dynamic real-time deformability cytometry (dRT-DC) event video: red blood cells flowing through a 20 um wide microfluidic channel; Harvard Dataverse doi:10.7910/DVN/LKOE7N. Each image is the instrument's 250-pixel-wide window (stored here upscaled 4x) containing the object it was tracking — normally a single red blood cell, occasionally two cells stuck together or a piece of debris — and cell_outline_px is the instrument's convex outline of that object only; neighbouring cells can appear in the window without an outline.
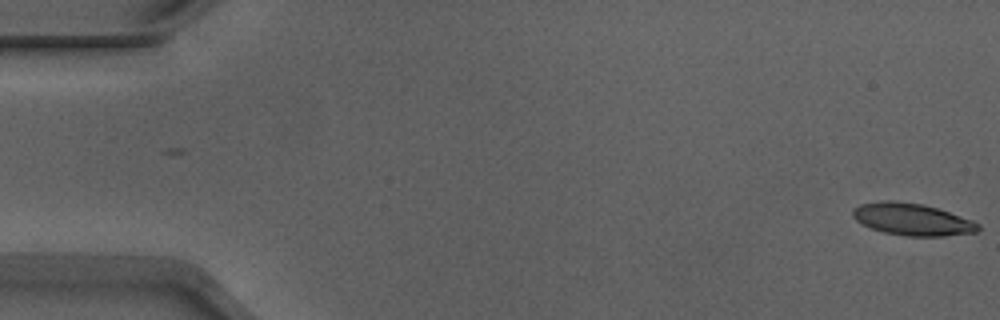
{"species": "Egyptian fruit bat (a non-hibernating species)", "species_latin": "Rousettus aegyptiacus", "temperature_condition": "warm", "stored_images_in_passage": 18, "camera_frame_rate_fps": 3000, "um_per_image_px": 0.085, "animal": {"sex": "male"}, "frame": {"image": 1, "passage_image": 1, "time_ms": 0.0, "image_size_px": [1000, 320], "cell_outline_px": [[980, 228], [976, 232], [944, 236], [908, 236], [884, 232], [860, 224], [852, 216], [852, 208], [860, 204], [884, 200], [888, 200], [924, 204], [972, 220], [980, 224]], "centroid_in_image_um": [77.5, 18.64], "position_along_channel_um": 7.5, "area_um2": 23.35}}
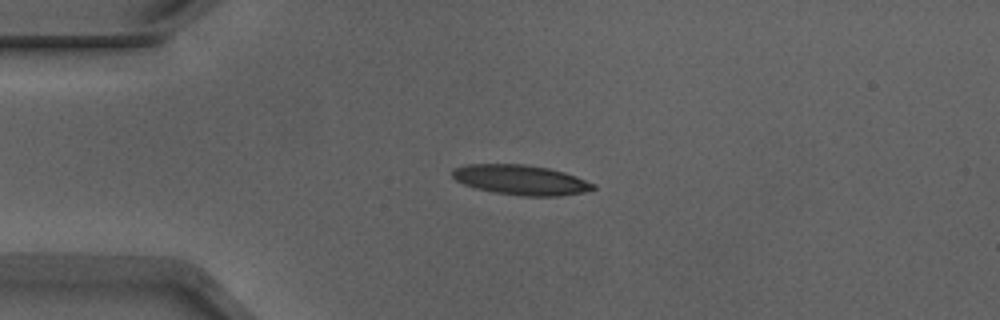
{"frame": {"image": 2, "passage_image": 13, "time_ms": 4.0, "image_size_px": [1000, 320], "cell_outline_px": [[596, 188], [584, 192], [560, 196], [524, 196], [492, 192], [476, 188], [464, 184], [456, 180], [452, 176], [452, 168], [468, 164], [520, 164], [548, 168], [564, 172], [576, 176], [596, 184]], "centroid_in_image_um": [44.27, 15.29], "position_along_channel_um": 40.7, "area_um2": 24.57}}